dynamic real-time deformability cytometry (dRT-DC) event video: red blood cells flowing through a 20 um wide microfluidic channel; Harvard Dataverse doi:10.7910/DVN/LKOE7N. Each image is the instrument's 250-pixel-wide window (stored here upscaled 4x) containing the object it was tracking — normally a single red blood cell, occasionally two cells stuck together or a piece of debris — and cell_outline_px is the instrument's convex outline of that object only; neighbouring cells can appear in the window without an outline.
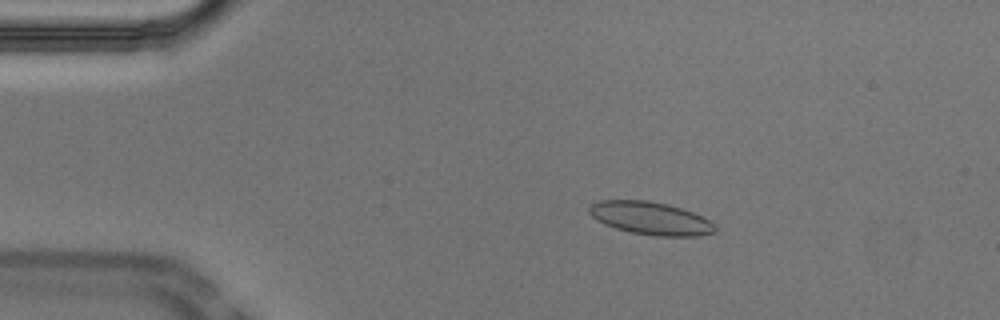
{"species": "Egyptian fruit bat (a non-hibernating species)", "species_latin": "Rousettus aegyptiacus", "temperature_condition": "cold", "stored_images_in_passage": 54, "camera_frame_rate_fps": 3000, "um_per_image_px": 0.085, "animal": {"sex": "male"}, "frame": {"image": 1, "passage_image": 10, "time_ms": 3.0, "image_size_px": [1000, 320], "cell_outline_px": [[716, 232], [696, 236], [656, 236], [632, 232], [616, 228], [604, 224], [596, 220], [588, 212], [588, 208], [592, 204], [600, 200], [648, 200], [668, 204], [704, 216], [712, 220], [716, 224]], "centroid_in_image_um": [55.33, 18.55], "position_along_channel_um": 29.7, "area_um2": 24.28}}
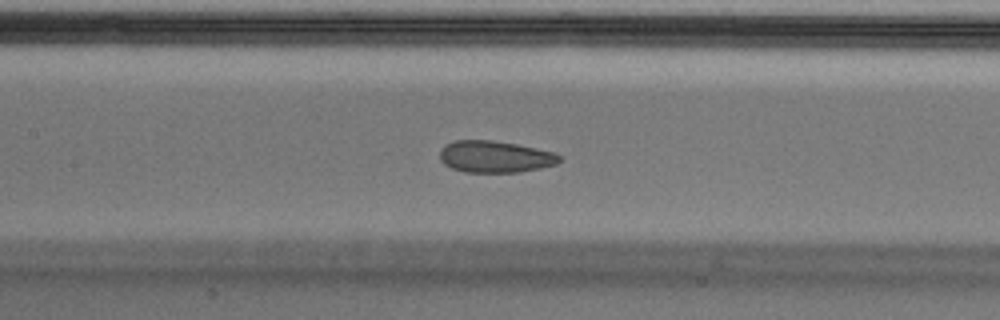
{"frame": {"image": 2, "passage_image": 25, "time_ms": 8.0, "image_size_px": [1000, 320], "cell_outline_px": [[560, 160], [556, 164], [540, 168], [520, 172], [464, 172], [452, 168], [444, 164], [440, 160], [440, 148], [444, 144], [456, 140], [492, 140], [516, 144], [552, 152], [560, 156]], "centroid_in_image_um": [42.02, 13.32], "position_along_channel_um": 165.4, "area_um2": 22.08}}
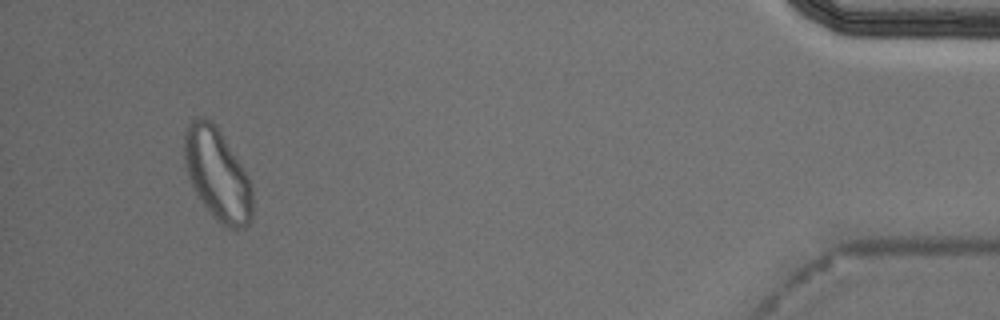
{"frame": {"image": 3, "passage_image": 51, "time_ms": 16.667, "image_size_px": [1000, 320], "cell_outline_px": [[252, 216], [248, 224], [244, 228], [228, 228], [216, 220], [192, 188], [184, 164], [184, 128], [196, 116], [204, 116], [212, 120], [216, 124], [252, 184]], "centroid_in_image_um": [18.44, 14.79], "position_along_channel_um": 416.8, "area_um2": 36.53}, "authors_computed_cell_mechanics": {"area_um2": 23.4379, "velocity_mm_per_s": 3.7049, "shape_relaxation_time_tau1_ms": null, "shape_relaxation_time_tau2_ms": 1.7033, "deformation_change_tau1": null, "deformation_change_tau2": 0.0694}}